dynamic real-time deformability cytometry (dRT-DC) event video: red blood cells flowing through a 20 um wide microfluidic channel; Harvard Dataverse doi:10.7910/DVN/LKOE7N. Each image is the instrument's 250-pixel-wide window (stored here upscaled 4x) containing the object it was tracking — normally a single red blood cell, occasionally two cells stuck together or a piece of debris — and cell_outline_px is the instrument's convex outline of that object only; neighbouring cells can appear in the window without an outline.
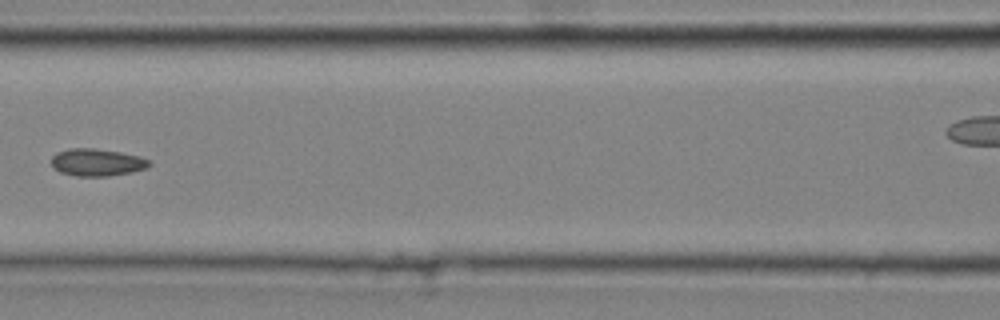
{"species": "common noctule bat (a hibernating species)", "species_latin": "Nyctalus noctula", "temperature_condition": "cold", "stored_images_in_passage": 5, "segment_of_instrument_passage": [1, 2], "camera_frame_rate_fps": 3000, "um_per_image_px": 0.085, "animal": {"sex": "male", "body_mass_g": 20.4}, "frame": {"image": 1, "passage_image": 4, "time_ms": 1.0, "image_size_px": [1000, 320], "cell_outline_px": [[152, 164], [148, 168], [132, 172], [108, 176], [76, 176], [60, 172], [52, 164], [52, 156], [56, 152], [68, 148], [96, 148], [120, 152], [140, 156], [148, 160]], "centroid_in_image_um": [8.26, 13.79], "position_along_channel_um": 158.3, "area_um2": 15.66}}